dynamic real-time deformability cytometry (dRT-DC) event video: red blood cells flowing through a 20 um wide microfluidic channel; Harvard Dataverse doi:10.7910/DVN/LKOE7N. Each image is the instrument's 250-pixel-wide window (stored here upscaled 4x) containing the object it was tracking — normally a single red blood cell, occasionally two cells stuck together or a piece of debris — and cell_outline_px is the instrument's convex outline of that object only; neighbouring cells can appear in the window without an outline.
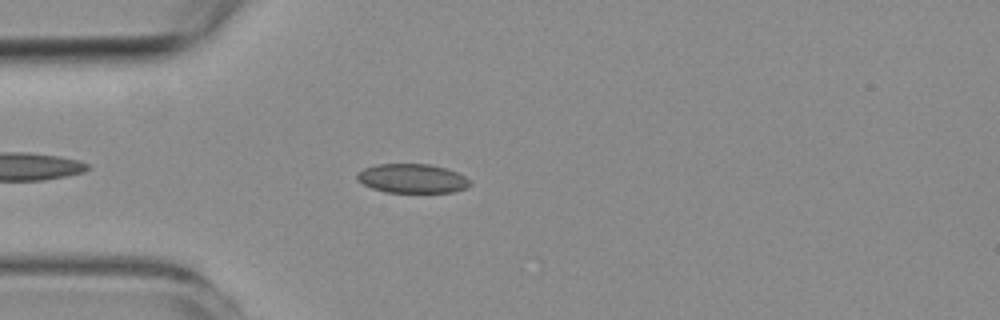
{"species": "common noctule bat (a hibernating species)", "species_latin": "Nyctalus noctula", "temperature_condition": "room temperature", "stored_images_in_passage": 40, "camera_frame_rate_fps": 3000, "um_per_image_px": 0.085, "animal": {"sex": "female", "body_mass_g": 19.3, "forearm_length_mm": 54.1}, "frame": {"image": 1, "passage_image": 6, "time_ms": 1.667, "image_size_px": [1000, 320], "cell_outline_px": [[472, 184], [464, 188], [452, 192], [384, 192], [372, 188], [356, 180], [356, 172], [364, 168], [380, 164], [428, 164], [444, 168], [456, 172], [464, 176]], "centroid_in_image_um": [34.99, 15.17], "position_along_channel_um": 50.0, "area_um2": 19.02}}
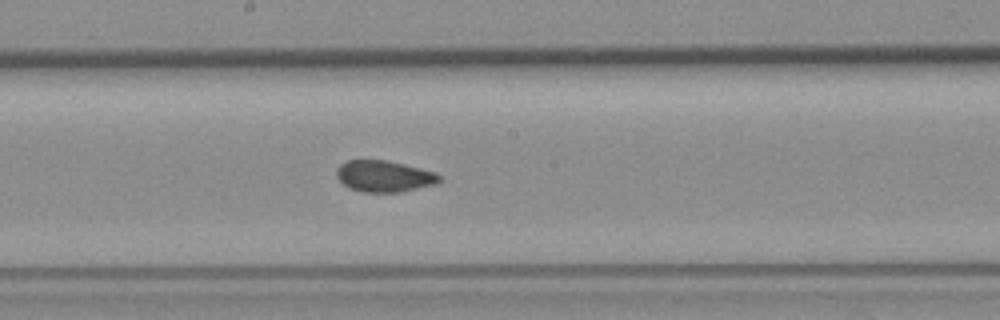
{"frame": {"image": 2, "passage_image": 20, "time_ms": 6.333, "image_size_px": [1000, 320], "cell_outline_px": [[444, 176], [436, 184], [400, 192], [364, 192], [348, 188], [336, 176], [336, 168], [340, 164], [348, 160], [384, 160], [404, 164], [436, 172]], "centroid_in_image_um": [32.66, 14.98], "position_along_channel_um": 215.5, "area_um2": 18.9}}
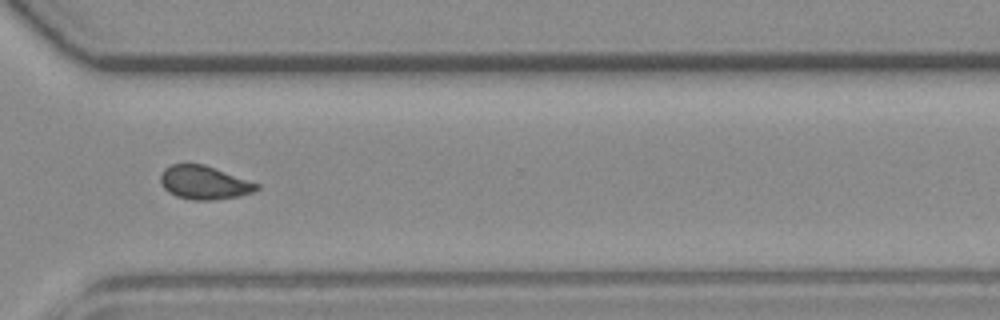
{"frame": {"image": 3, "passage_image": 31, "time_ms": 10.0, "image_size_px": [1000, 320], "cell_outline_px": [[260, 188], [252, 192], [240, 196], [212, 200], [192, 200], [176, 196], [168, 192], [160, 184], [160, 176], [164, 168], [172, 164], [204, 164], [260, 184]], "centroid_in_image_um": [17.34, 15.52], "position_along_channel_um": 353.3, "area_um2": 18.84}, "authors_computed_cell_mechanics": {"area_um2": 19.0162, "velocity_mm_per_s": 3.7553, "shape_relaxation_time_tau1_ms": null, "shape_relaxation_time_tau2_ms": 0.6363, "deformation_change_tau1": null, "deformation_change_tau2": 0.0465}}